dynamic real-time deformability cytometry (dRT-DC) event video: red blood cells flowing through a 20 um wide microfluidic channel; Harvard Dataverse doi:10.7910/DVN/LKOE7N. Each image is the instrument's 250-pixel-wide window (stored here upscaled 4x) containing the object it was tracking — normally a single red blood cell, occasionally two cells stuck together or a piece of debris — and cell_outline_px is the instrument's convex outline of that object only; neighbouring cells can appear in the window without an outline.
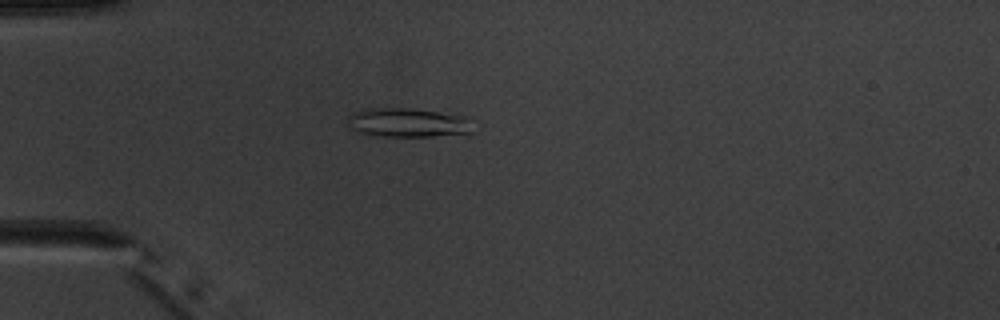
{"species": "common noctule bat (a hibernating species)", "species_latin": "Nyctalus noctula", "temperature_condition": "warm", "stored_images_in_passage": 6, "camera_frame_rate_fps": 3000, "um_per_image_px": 0.085, "animal": {"sex": "male", "body_mass_g": 20.1, "forearm_length_mm": 53.5}, "frame": {"image": 1, "passage_image": 5, "time_ms": 4.667, "image_size_px": [1000, 320], "cell_outline_px": [[476, 132], [432, 136], [380, 136], [360, 132], [352, 128], [348, 124], [348, 116], [352, 112], [372, 108], [412, 108], [468, 116]], "centroid_in_image_um": [34.74, 10.41], "position_along_channel_um": 50.3, "area_um2": 21.33}}